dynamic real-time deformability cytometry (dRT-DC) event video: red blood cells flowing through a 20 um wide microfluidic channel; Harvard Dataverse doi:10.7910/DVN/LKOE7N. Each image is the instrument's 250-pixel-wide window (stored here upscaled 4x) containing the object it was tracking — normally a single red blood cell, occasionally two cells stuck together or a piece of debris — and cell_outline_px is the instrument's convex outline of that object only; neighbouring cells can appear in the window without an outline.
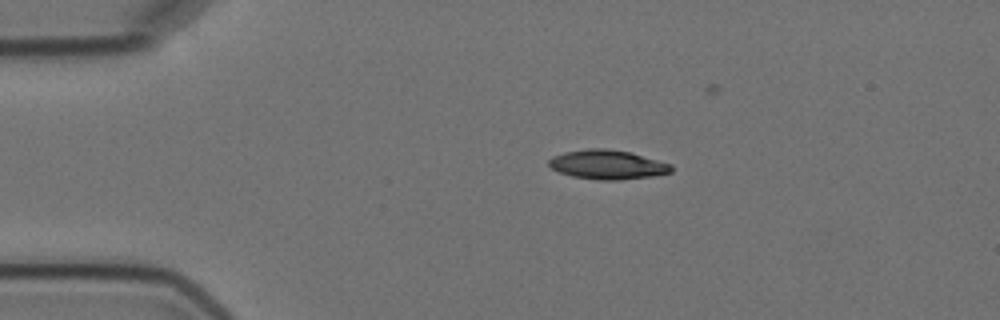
{"species": "Egyptian fruit bat (a non-hibernating species)", "species_latin": "Rousettus aegyptiacus", "temperature_condition": "cold", "stored_images_in_passage": 6, "camera_frame_rate_fps": 3000, "um_per_image_px": 0.085, "animal": {"sex": "female"}, "frame": {"image": 1, "passage_image": 1, "time_ms": 0.0, "image_size_px": [1000, 320], "cell_outline_px": [[672, 172], [652, 176], [620, 180], [596, 180], [572, 176], [560, 172], [552, 168], [548, 164], [548, 160], [552, 156], [564, 152], [588, 148], [608, 148], [628, 152], [672, 164]], "centroid_in_image_um": [51.62, 13.99], "position_along_channel_um": 33.4, "area_um2": 20.87}}
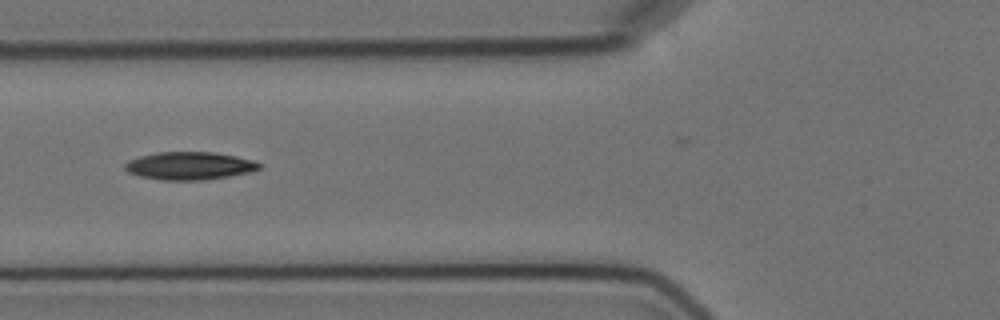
{"frame": {"image": 2, "passage_image": 4, "time_ms": 3.333, "image_size_px": [1000, 320], "cell_outline_px": [[260, 168], [252, 172], [204, 180], [160, 180], [140, 176], [128, 172], [124, 168], [124, 164], [128, 160], [140, 156], [156, 152], [212, 152], [236, 156], [256, 160], [260, 164]], "centroid_in_image_um": [16.11, 14.09], "position_along_channel_um": 109.7, "area_um2": 21.91}}
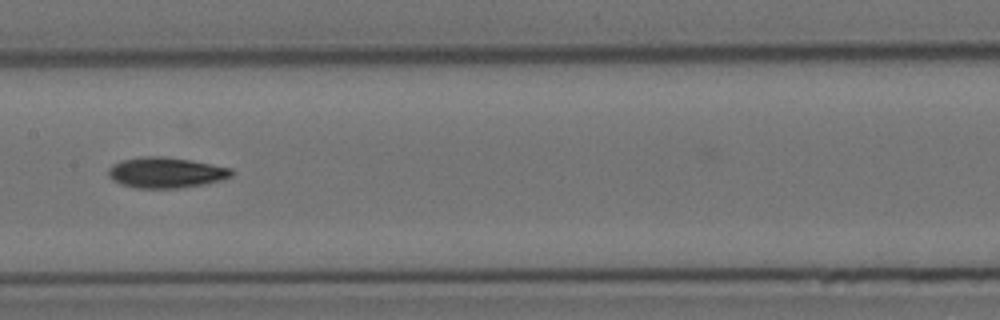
{"frame": {"image": 3, "passage_image": 6, "time_ms": 5.667, "image_size_px": [1000, 320], "cell_outline_px": [[232, 176], [220, 180], [204, 184], [180, 188], [136, 188], [120, 184], [112, 180], [108, 176], [108, 168], [112, 164], [120, 160], [140, 156], [164, 156], [188, 160], [232, 168]], "centroid_in_image_um": [14.04, 14.67], "position_along_channel_um": 193.4, "area_um2": 22.08}}